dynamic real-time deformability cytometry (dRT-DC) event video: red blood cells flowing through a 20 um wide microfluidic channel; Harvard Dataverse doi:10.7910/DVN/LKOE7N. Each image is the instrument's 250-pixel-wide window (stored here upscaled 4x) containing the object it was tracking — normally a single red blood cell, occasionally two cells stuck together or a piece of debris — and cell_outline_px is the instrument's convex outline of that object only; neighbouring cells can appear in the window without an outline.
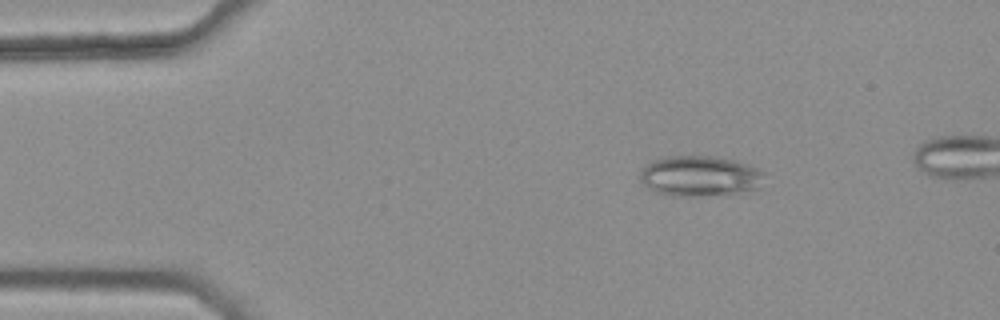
{"species": "common noctule bat (a hibernating species)", "species_latin": "Nyctalus noctula", "temperature_condition": "warm", "stored_images_in_passage": 45, "camera_frame_rate_fps": 3000, "um_per_image_px": 0.085, "animal": {"sex": "female", "body_mass_g": 25.1}, "frame": {"image": 1, "passage_image": 8, "time_ms": 2.333, "image_size_px": [1000, 320], "cell_outline_px": [[768, 172], [756, 188], [732, 192], [696, 196], [668, 196], [644, 188], [640, 180], [640, 172], [652, 160], [668, 156], [712, 156], [736, 160], [748, 164]], "centroid_in_image_um": [59.44, 14.95], "position_along_channel_um": 25.6, "area_um2": 29.3}}
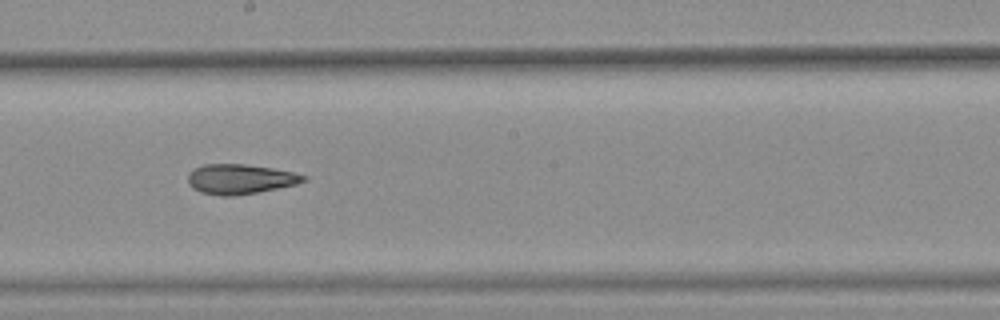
{"frame": {"image": 2, "passage_image": 29, "time_ms": 9.333, "image_size_px": [1000, 320], "cell_outline_px": [[308, 180], [296, 184], [256, 192], [232, 196], [220, 196], [200, 192], [192, 188], [188, 184], [188, 176], [192, 168], [204, 164], [244, 164], [272, 168], [292, 172], [308, 176]], "centroid_in_image_um": [20.38, 15.22], "position_along_channel_um": 227.8, "area_um2": 20.11}}
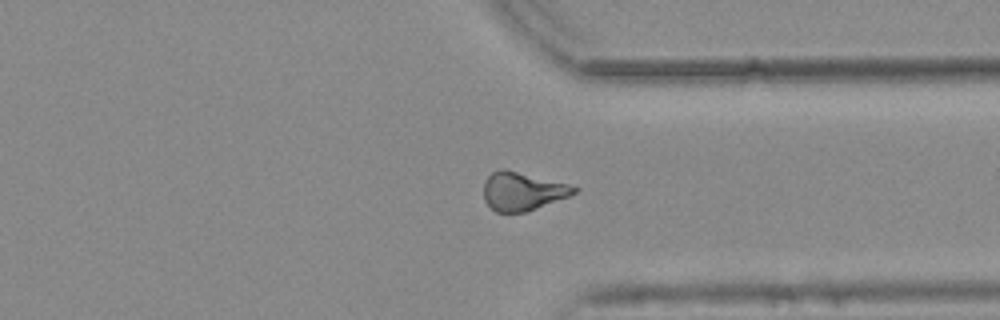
{"frame": {"image": 3, "passage_image": 40, "time_ms": 13.0, "image_size_px": [1000, 320], "cell_outline_px": [[580, 188], [576, 192], [568, 196], [536, 208], [524, 212], [496, 212], [484, 200], [484, 184], [488, 176], [492, 172], [500, 168], [504, 168], [568, 184]], "centroid_in_image_um": [44.39, 16.24], "position_along_channel_um": 367.0, "area_um2": 19.94}, "authors_computed_cell_mechanics": {"area_um2": 20.519, "velocity_mm_per_s": 3.8135, "shape_relaxation_time_tau1_ms": null, "shape_relaxation_time_tau2_ms": 3.824, "deformation_change_tau1": null, "deformation_change_tau2": 0.1254}}